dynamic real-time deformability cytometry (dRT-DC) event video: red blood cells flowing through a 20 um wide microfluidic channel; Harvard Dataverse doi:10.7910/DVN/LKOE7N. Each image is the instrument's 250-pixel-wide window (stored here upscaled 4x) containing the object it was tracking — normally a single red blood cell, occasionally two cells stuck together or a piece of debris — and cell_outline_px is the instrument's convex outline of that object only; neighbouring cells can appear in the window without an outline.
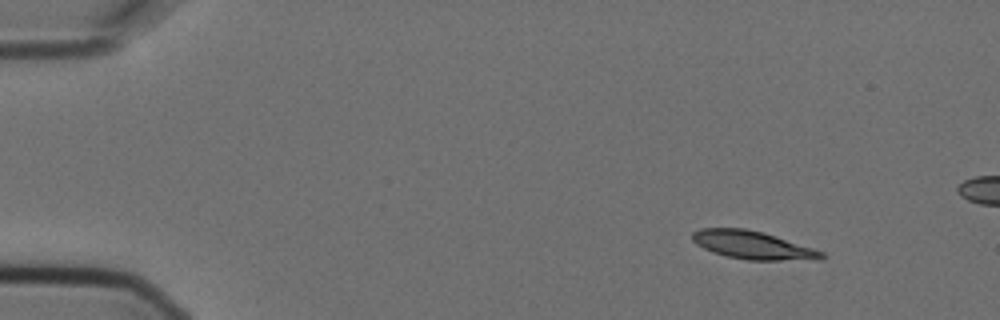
{"species": "Egyptian fruit bat (a non-hibernating species)", "species_latin": "Rousettus aegyptiacus", "temperature_condition": "cold", "stored_images_in_passage": 5, "camera_frame_rate_fps": 3000, "um_per_image_px": 0.085, "animal": {"sex": "female"}, "frame": {"image": 1, "passage_image": 1, "time_ms": 0.0, "image_size_px": [1000, 320], "cell_outline_px": [[824, 256], [820, 260], [748, 260], [728, 256], [712, 252], [696, 244], [692, 240], [692, 232], [700, 228], [744, 228], [764, 232], [824, 252]], "centroid_in_image_um": [63.97, 20.83], "position_along_channel_um": 21.0, "area_um2": 21.1}}